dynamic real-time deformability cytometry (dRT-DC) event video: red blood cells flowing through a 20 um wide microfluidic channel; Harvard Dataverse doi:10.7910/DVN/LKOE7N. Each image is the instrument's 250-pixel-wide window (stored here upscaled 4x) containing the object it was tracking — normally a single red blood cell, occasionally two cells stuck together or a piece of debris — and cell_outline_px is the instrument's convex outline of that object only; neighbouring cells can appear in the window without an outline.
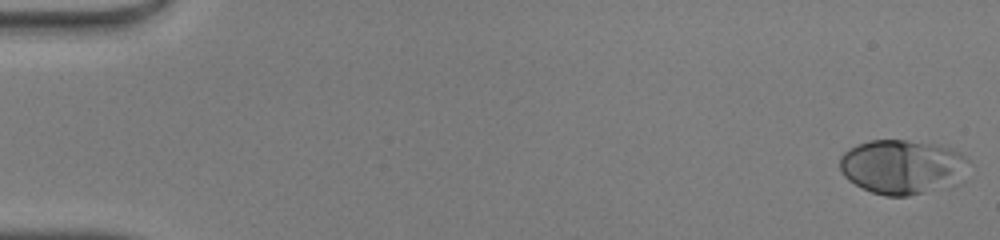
{"species": "human", "species_latin": "Homo sapiens", "temperature_condition": "warm", "stored_images_in_passage": 49, "camera_frame_rate_fps": 3000, "um_per_image_px": 0.085, "donor": {"sex": "male"}, "frame": {"image": 1, "passage_image": 1, "time_ms": 0.0, "image_size_px": [1000, 240], "cell_outline_px": [[968, 160], [948, 176], [924, 192], [908, 196], [884, 196], [872, 192], [848, 180], [840, 172], [840, 156], [848, 148], [856, 144], [872, 140], [908, 140], [936, 144], [952, 148], [960, 152]], "centroid_in_image_um": [76.41, 14.1], "position_along_channel_um": 8.6, "area_um2": 38.49}}
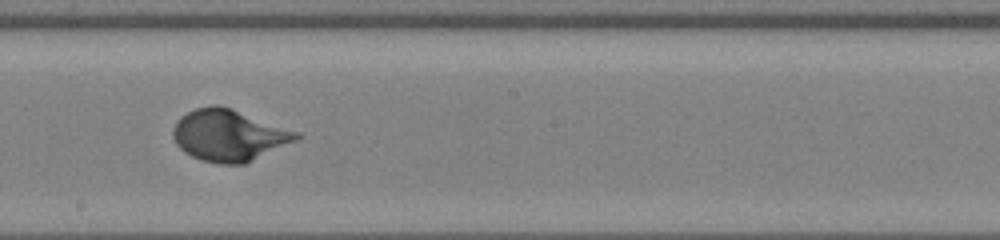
{"frame": {"image": 2, "passage_image": 28, "time_ms": 9.0, "image_size_px": [1000, 240], "cell_outline_px": [[304, 136], [296, 140], [244, 164], [220, 164], [200, 160], [184, 152], [176, 144], [172, 136], [172, 128], [176, 120], [180, 116], [196, 108], [212, 104], [216, 104], [232, 108], [300, 132]], "centroid_in_image_um": [19.44, 11.49], "position_along_channel_um": 228.8, "area_um2": 37.28}}
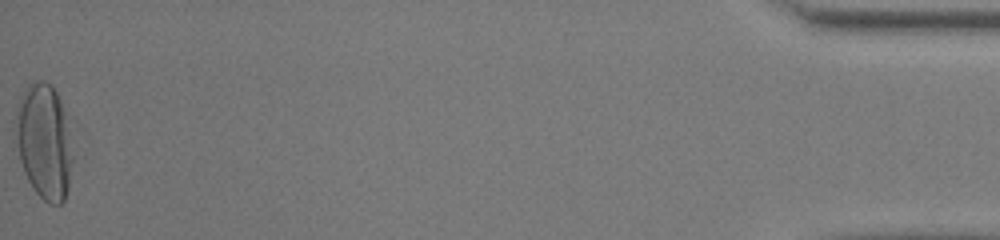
{"frame": {"image": 3, "passage_image": 49, "time_ms": 16.0, "image_size_px": [1000, 240], "cell_outline_px": [[76, 120], [72, 160], [68, 188], [64, 200], [60, 204], [48, 204], [32, 188], [24, 172], [20, 160], [12, 120], [16, 108], [28, 84], [36, 80], [44, 80], [52, 84]], "centroid_in_image_um": [3.84, 11.92], "position_along_channel_um": 431.4, "area_um2": 40.75}, "authors_computed_cell_mechanics": {"area_um2": 35.4314, "velocity_mm_per_s": 4.2534, "shape_relaxation_time_tau1_ms": 3.2626, "shape_relaxation_time_tau2_ms": null, "deformation_change_tau1": 0.2064, "deformation_change_tau2": null}}